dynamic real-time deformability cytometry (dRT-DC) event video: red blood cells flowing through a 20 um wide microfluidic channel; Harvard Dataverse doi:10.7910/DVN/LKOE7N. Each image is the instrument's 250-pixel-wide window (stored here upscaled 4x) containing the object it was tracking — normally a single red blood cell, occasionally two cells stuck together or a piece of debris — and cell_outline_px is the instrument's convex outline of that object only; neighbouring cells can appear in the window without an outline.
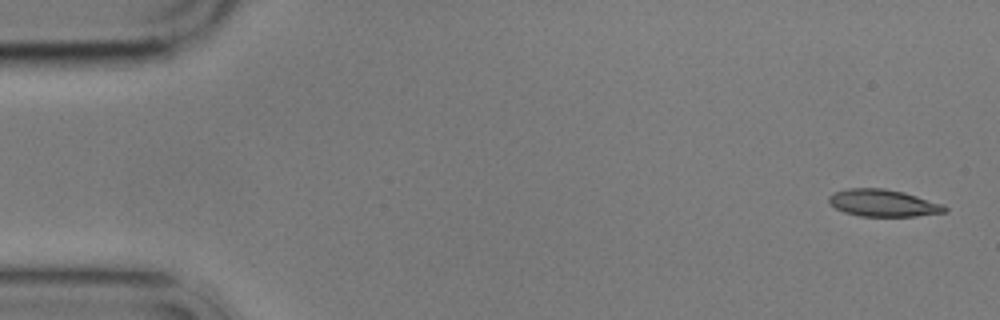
{"species": "common noctule bat (a hibernating species)", "species_latin": "Nyctalus noctula", "temperature_condition": "cold", "stored_images_in_passage": 5, "camera_frame_rate_fps": 3000, "um_per_image_px": 0.085, "animal": {"sex": "male", "body_mass_g": 17.9}, "frame": {"image": 1, "passage_image": 1, "time_ms": 0.0, "image_size_px": [1000, 320], "cell_outline_px": [[948, 212], [916, 216], [860, 216], [844, 212], [836, 208], [828, 200], [828, 196], [836, 192], [848, 188], [884, 188], [904, 192], [944, 204], [948, 208]], "centroid_in_image_um": [75.12, 17.26], "position_along_channel_um": 9.9, "area_um2": 18.32}}
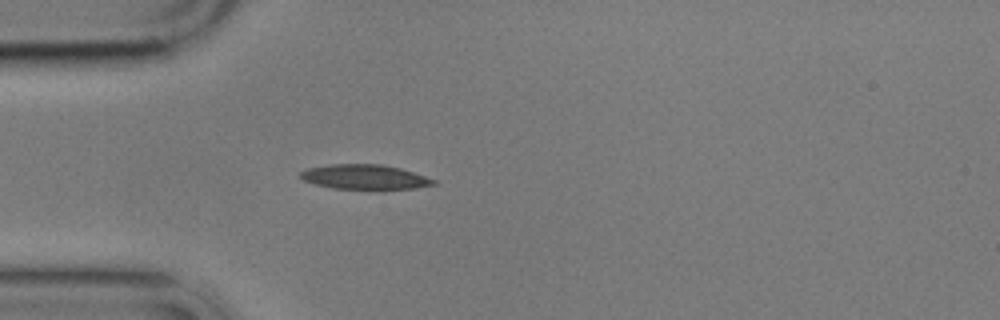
{"frame": {"image": 2, "passage_image": 5, "time_ms": 4.667, "image_size_px": [1000, 320], "cell_outline_px": [[440, 184], [416, 188], [332, 188], [316, 184], [304, 180], [300, 176], [300, 172], [308, 168], [328, 164], [380, 164], [400, 168], [436, 180]], "centroid_in_image_um": [31.02, 15.03], "position_along_channel_um": 54.0, "area_um2": 18.84}}